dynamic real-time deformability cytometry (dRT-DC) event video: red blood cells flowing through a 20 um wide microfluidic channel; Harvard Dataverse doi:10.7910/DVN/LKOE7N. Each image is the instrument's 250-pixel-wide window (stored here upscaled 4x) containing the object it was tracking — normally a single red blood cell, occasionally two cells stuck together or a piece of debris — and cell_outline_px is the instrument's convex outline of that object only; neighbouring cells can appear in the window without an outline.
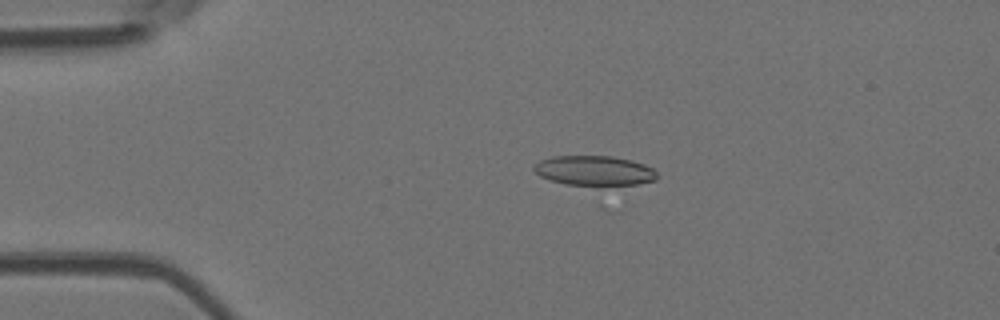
{"species": "Egyptian fruit bat (a non-hibernating species)", "species_latin": "Rousettus aegyptiacus", "temperature_condition": "room temperature", "stored_images_in_passage": 25, "camera_frame_rate_fps": 3000, "um_per_image_px": 0.085, "animal": {"sex": "female"}, "frame": {"image": 1, "passage_image": 11, "time_ms": 3.333, "image_size_px": [1000, 320], "cell_outline_px": [[656, 180], [636, 184], [600, 188], [564, 184], [540, 176], [532, 168], [532, 164], [540, 160], [552, 156], [612, 156], [632, 160], [644, 164], [652, 168], [656, 172]], "centroid_in_image_um": [50.5, 14.54], "position_along_channel_um": 34.5, "area_um2": 22.14}}
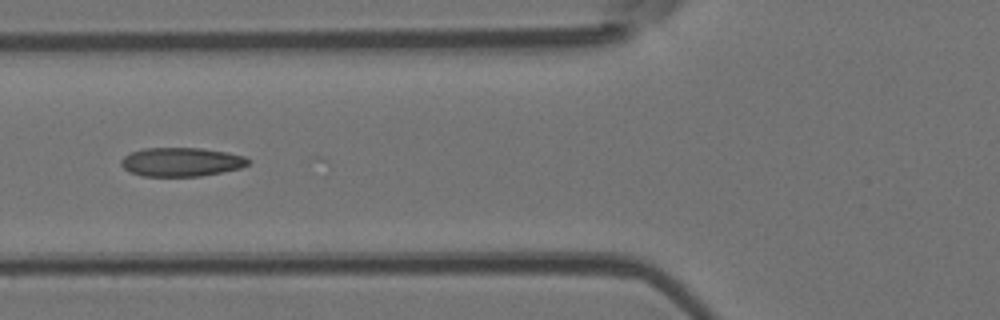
{"frame": {"image": 2, "passage_image": 20, "time_ms": 6.333, "image_size_px": [1000, 320], "cell_outline_px": [[252, 160], [248, 164], [240, 168], [224, 172], [200, 176], [140, 176], [128, 172], [120, 164], [120, 160], [128, 152], [144, 148], [200, 148], [224, 152], [244, 156]], "centroid_in_image_um": [15.37, 13.77], "position_along_channel_um": 110.4, "area_um2": 21.56}}
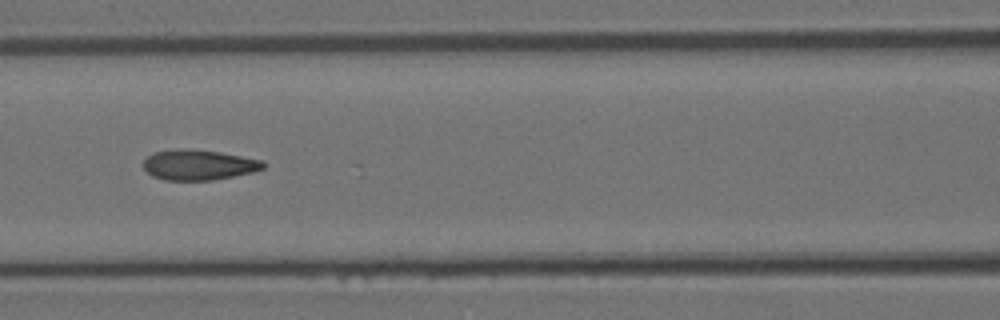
{"frame": {"image": 3, "passage_image": 23, "time_ms": 7.333, "image_size_px": [1000, 320], "cell_outline_px": [[264, 168], [252, 172], [212, 180], [164, 180], [152, 176], [144, 168], [144, 160], [148, 156], [156, 152], [176, 148], [184, 148], [220, 152], [264, 160]], "centroid_in_image_um": [16.88, 14.01], "position_along_channel_um": 149.7, "area_um2": 21.1}}